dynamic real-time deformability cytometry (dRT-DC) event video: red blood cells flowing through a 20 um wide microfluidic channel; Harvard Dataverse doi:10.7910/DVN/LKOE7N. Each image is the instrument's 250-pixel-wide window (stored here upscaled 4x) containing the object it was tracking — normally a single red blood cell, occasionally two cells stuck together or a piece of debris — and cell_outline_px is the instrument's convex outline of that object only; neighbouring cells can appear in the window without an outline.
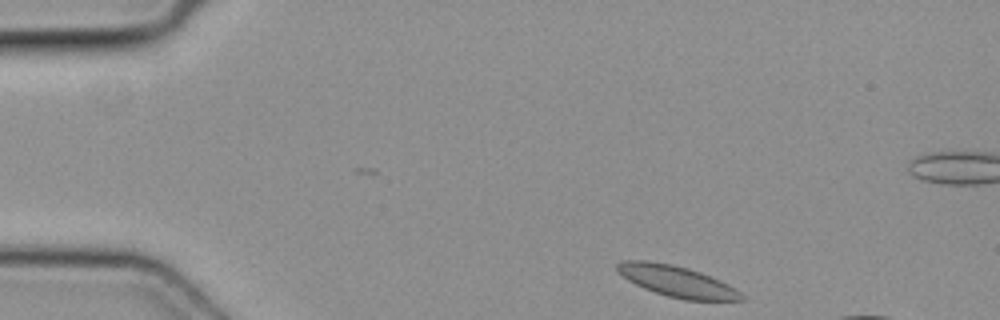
{"species": "common noctule bat (a hibernating species)", "species_latin": "Nyctalus noctula", "temperature_condition": "cold", "stored_images_in_passage": 2, "camera_frame_rate_fps": 3000, "um_per_image_px": 0.085, "animal": {"sex": "female", "body_mass_g": 19.3, "forearm_length_mm": 54.1}, "frame": {"image": 1, "passage_image": 2, "time_ms": 0.333, "image_size_px": [1000, 320], "cell_outline_px": [[744, 300], [684, 300], [668, 296], [644, 288], [628, 280], [616, 272], [616, 264], [620, 260], [648, 260], [672, 264], [688, 268], [700, 272], [720, 280], [736, 288], [744, 296]], "centroid_in_image_um": [57.5, 23.89], "position_along_channel_um": 27.5, "area_um2": 22.54}}